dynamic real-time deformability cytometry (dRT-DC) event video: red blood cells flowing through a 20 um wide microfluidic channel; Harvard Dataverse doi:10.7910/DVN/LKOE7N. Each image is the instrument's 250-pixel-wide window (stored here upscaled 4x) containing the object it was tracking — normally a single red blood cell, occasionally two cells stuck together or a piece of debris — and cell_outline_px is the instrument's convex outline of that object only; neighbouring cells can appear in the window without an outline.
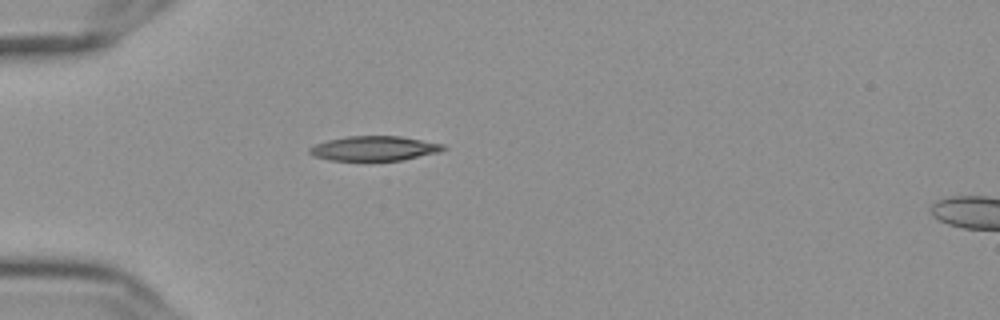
{"species": "Egyptian fruit bat (a non-hibernating species)", "species_latin": "Rousettus aegyptiacus", "temperature_condition": "cold", "stored_images_in_passage": 40, "camera_frame_rate_fps": 3000, "um_per_image_px": 0.085, "frame": {"image": 1, "passage_image": 1, "time_ms": 0.0, "image_size_px": [1000, 320], "cell_outline_px": [[448, 148], [440, 152], [404, 160], [328, 160], [312, 156], [308, 152], [308, 148], [316, 144], [328, 140], [348, 136], [400, 136], [444, 144]], "centroid_in_image_um": [31.83, 12.61], "position_along_channel_um": 53.2, "area_um2": 19.31}}
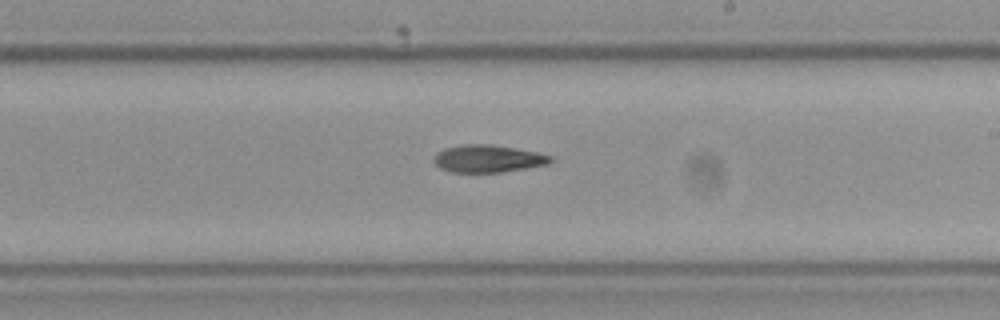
{"frame": {"image": 2, "passage_image": 18, "time_ms": 5.667, "image_size_px": [1000, 320], "cell_outline_px": [[552, 160], [548, 164], [500, 172], [448, 172], [440, 168], [432, 160], [436, 152], [444, 148], [464, 144], [488, 144], [536, 152], [552, 156]], "centroid_in_image_um": [41.41, 13.48], "position_along_channel_um": 247.6, "area_um2": 18.5}}
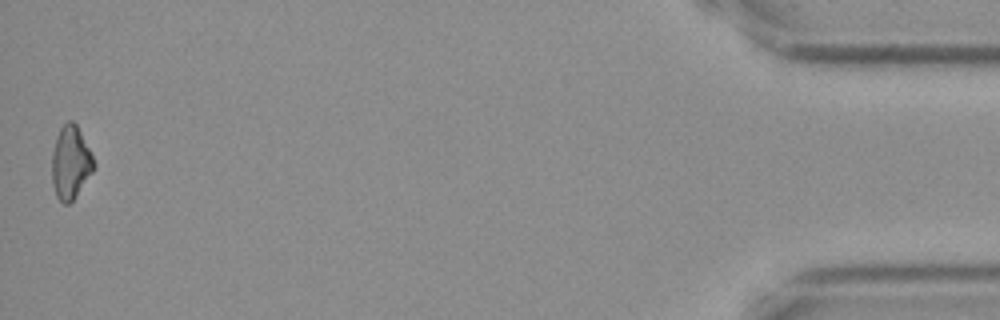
{"frame": {"image": 3, "passage_image": 40, "time_ms": 13.0, "image_size_px": [1000, 320], "cell_outline_px": [[96, 164], [92, 172], [72, 200], [68, 204], [64, 204], [56, 196], [52, 184], [52, 152], [56, 136], [60, 128], [68, 120], [72, 120], [76, 124]], "centroid_in_image_um": [5.97, 13.81], "position_along_channel_um": 429.2, "area_um2": 17.57}, "authors_computed_cell_mechanics": {"area_um2": 18.6983, "velocity_mm_per_s": 3.6501, "shape_relaxation_time_tau1_ms": 7.2564, "shape_relaxation_time_tau2_ms": 8.4357, "deformation_change_tau1": 0.1703, "deformation_change_tau2": 0.1858}}